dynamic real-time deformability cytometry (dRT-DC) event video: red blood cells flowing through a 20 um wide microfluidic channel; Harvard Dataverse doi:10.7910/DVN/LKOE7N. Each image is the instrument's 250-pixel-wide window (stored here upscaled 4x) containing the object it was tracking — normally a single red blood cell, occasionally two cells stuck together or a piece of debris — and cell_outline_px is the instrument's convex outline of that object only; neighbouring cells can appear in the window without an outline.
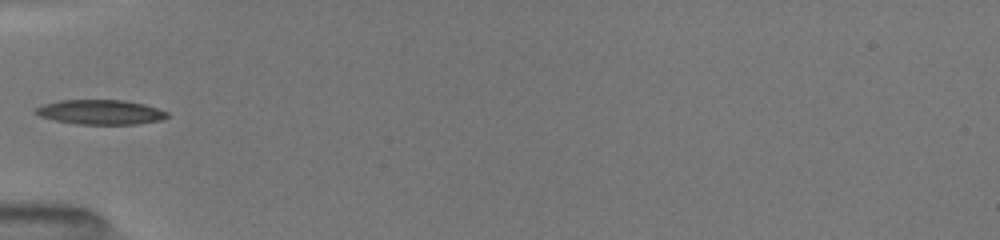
{"species": "common noctule bat (a hibernating species)", "species_latin": "Nyctalus noctula", "temperature_condition": "room temperature", "stored_images_in_passage": 26, "camera_frame_rate_fps": 3000, "um_per_image_px": 0.085, "animal": {"sex": "female", "body_mass_g": 19.5, "forearm_length_mm": 54.1}, "frame": {"image": 1, "passage_image": 9, "time_ms": 5.667, "image_size_px": [1000, 240], "cell_outline_px": [[168, 116], [160, 120], [136, 124], [76, 124], [56, 120], [40, 116], [32, 112], [36, 108], [44, 104], [60, 100], [124, 100], [144, 104], [168, 112]], "centroid_in_image_um": [8.52, 9.53], "position_along_channel_um": 76.5, "area_um2": 18.79}}
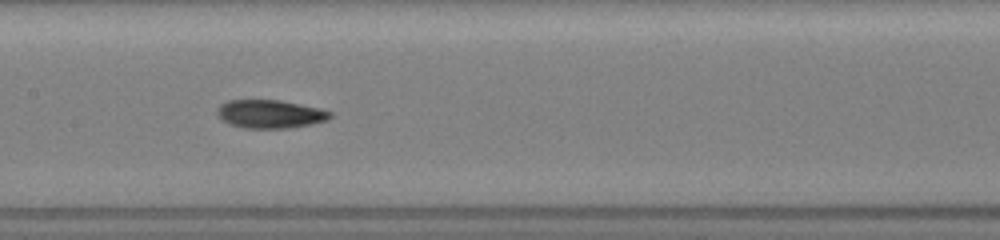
{"frame": {"image": 2, "passage_image": 13, "time_ms": 8.333, "image_size_px": [1000, 240], "cell_outline_px": [[332, 116], [328, 120], [312, 124], [288, 128], [244, 128], [228, 124], [216, 112], [216, 108], [220, 104], [228, 100], [280, 100], [320, 108], [332, 112]], "centroid_in_image_um": [22.97, 9.69], "position_along_channel_um": 184.4, "area_um2": 18.73}}
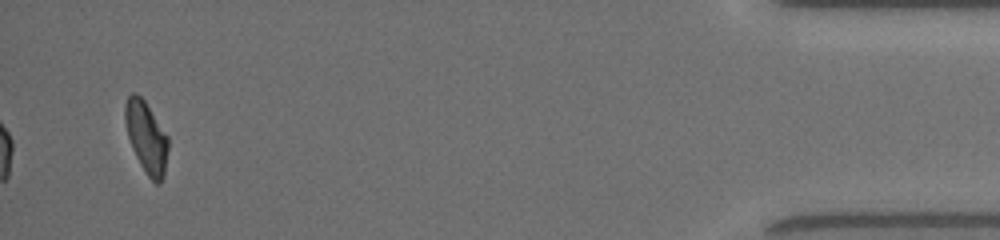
{"frame": {"image": 3, "passage_image": 26, "time_ms": 16.0, "image_size_px": [1000, 240], "cell_outline_px": [[168, 148], [164, 176], [160, 184], [156, 184], [148, 176], [140, 164], [132, 148], [128, 136], [124, 120], [124, 104], [128, 96], [132, 92], [136, 92], [144, 100], [168, 136]], "centroid_in_image_um": [12.43, 11.65], "position_along_channel_um": 422.8, "area_um2": 17.98}, "authors_computed_cell_mechanics": {"area_um2": 18.496, "velocity_mm_per_s": 4.0336, "shape_relaxation_time_tau1_ms": 5.0596, "shape_relaxation_time_tau2_ms": 2.7633, "deformation_change_tau1": 0.1744, "deformation_change_tau2": 0.0846}}